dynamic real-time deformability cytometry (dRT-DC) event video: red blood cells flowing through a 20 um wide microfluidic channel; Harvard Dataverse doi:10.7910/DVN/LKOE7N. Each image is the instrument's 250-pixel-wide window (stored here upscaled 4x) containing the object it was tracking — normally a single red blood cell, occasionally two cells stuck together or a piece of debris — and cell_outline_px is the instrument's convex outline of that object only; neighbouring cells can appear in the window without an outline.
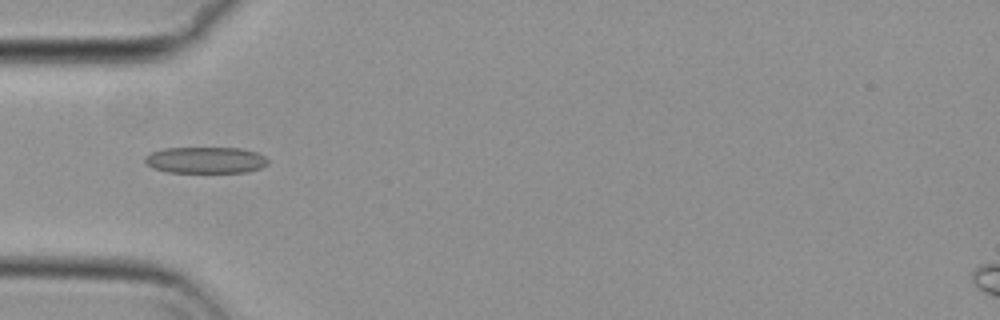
{"species": "common noctule bat (a hibernating species)", "species_latin": "Nyctalus noctula", "temperature_condition": "cold", "stored_images_in_passage": 56, "camera_frame_rate_fps": 3000, "um_per_image_px": 0.085, "animal": {"sex": "female", "body_mass_g": 29.2, "forearm_length_mm": 56.3}, "frame": {"image": 1, "passage_image": 18, "time_ms": 5.667, "image_size_px": [1000, 320], "cell_outline_px": [[268, 164], [260, 168], [248, 172], [168, 172], [152, 168], [144, 160], [144, 156], [152, 152], [164, 148], [240, 148], [256, 152], [264, 156], [268, 160]], "centroid_in_image_um": [17.47, 13.61], "position_along_channel_um": 67.5, "area_um2": 18.9}}
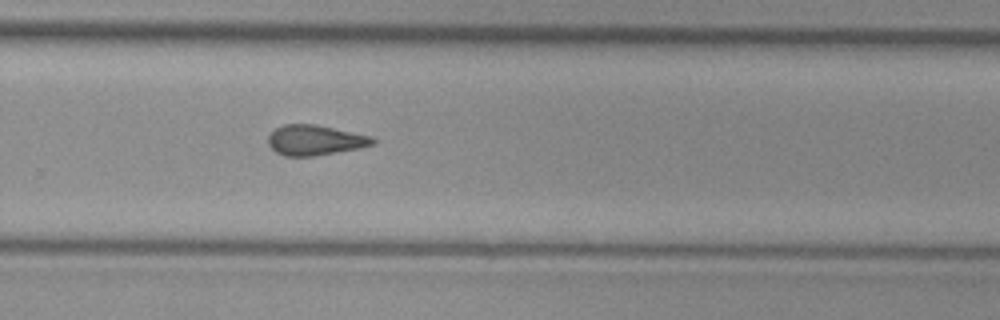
{"frame": {"image": 2, "passage_image": 37, "time_ms": 12.0, "image_size_px": [1000, 320], "cell_outline_px": [[376, 144], [360, 148], [312, 156], [284, 156], [276, 152], [268, 144], [268, 136], [276, 128], [284, 124], [316, 124], [372, 136], [376, 140]], "centroid_in_image_um": [26.8, 11.91], "position_along_channel_um": 303.0, "area_um2": 18.44}}
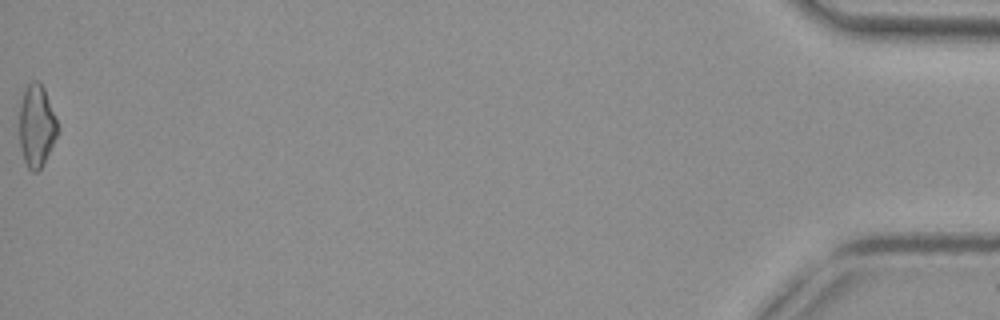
{"frame": {"image": 3, "passage_image": 56, "time_ms": 18.333, "image_size_px": [1000, 320], "cell_outline_px": [[56, 136], [40, 168], [36, 172], [32, 172], [28, 168], [24, 160], [20, 144], [20, 104], [24, 92], [28, 84], [32, 80], [36, 80], [44, 88], [56, 116]], "centroid_in_image_um": [3.09, 10.67], "position_along_channel_um": 432.1, "area_um2": 17.74}, "authors_computed_cell_mechanics": {"area_um2": 18.4093, "velocity_mm_per_s": 3.7255, "shape_relaxation_time_tau1_ms": null, "shape_relaxation_time_tau2_ms": 6.0268, "deformation_change_tau1": null, "deformation_change_tau2": 0.1357}}